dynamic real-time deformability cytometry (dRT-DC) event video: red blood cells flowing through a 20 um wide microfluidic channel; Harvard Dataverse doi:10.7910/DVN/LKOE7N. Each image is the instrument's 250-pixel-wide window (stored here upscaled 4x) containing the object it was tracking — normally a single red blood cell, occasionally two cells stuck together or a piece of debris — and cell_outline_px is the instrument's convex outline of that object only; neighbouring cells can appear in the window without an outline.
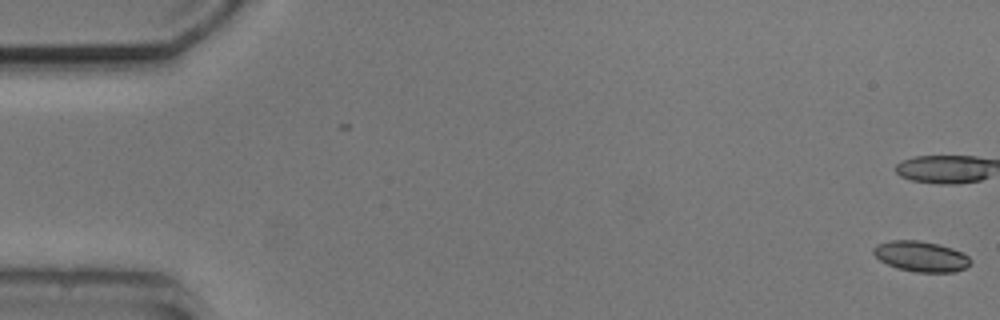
{"species": "common noctule bat (a hibernating species)", "species_latin": "Nyctalus noctula", "temperature_condition": "cold", "stored_images_in_passage": 4, "camera_frame_rate_fps": 3000, "um_per_image_px": 0.085, "animal": {"sex": "male", "body_mass_g": 20.5, "forearm_length_mm": 52.5}, "frame": {"image": 1, "passage_image": 1, "time_ms": 0.0, "image_size_px": [1000, 320], "cell_outline_px": [[972, 264], [956, 272], [916, 272], [896, 268], [880, 260], [872, 252], [872, 248], [876, 244], [888, 240], [920, 240], [940, 244], [964, 252], [972, 260]], "centroid_in_image_um": [78.3, 21.78], "position_along_channel_um": 6.7, "area_um2": 17.57}}